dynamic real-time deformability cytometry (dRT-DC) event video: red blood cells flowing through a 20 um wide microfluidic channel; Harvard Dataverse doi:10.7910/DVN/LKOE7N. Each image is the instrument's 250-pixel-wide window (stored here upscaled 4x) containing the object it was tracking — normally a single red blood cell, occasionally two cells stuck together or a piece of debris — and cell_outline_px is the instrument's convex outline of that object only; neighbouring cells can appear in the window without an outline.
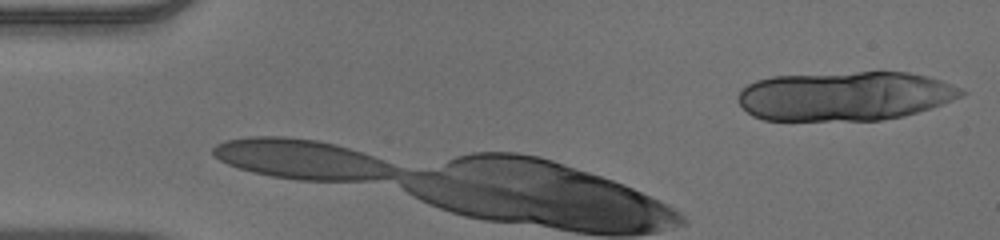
{"species": "human", "species_latin": "Homo sapiens", "temperature_condition": "warm", "stored_images_in_passage": 5, "camera_frame_rate_fps": 3000, "um_per_image_px": 0.085, "donor": {"sex": "male"}, "frame": {"image": 1, "passage_image": 1, "time_ms": 0.0, "image_size_px": [1000, 240], "cell_outline_px": [[968, 92], [952, 100], [904, 116], [880, 120], [764, 120], [752, 116], [740, 104], [736, 96], [740, 88], [756, 80], [772, 76], [856, 72], [908, 72], [928, 76], [940, 80], [960, 88]], "centroid_in_image_um": [71.76, 8.16], "position_along_channel_um": 13.2, "area_um2": 64.1}}
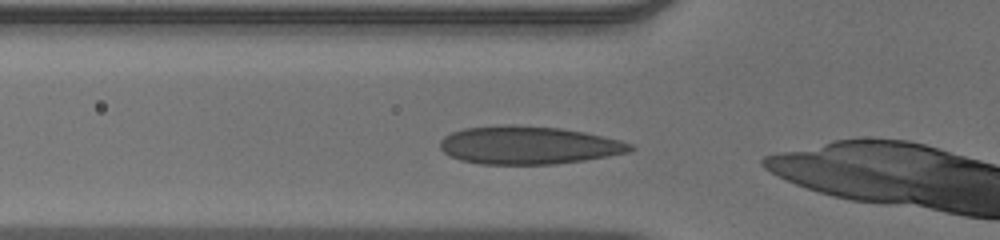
{"frame": {"image": 2, "passage_image": 3, "time_ms": 0.667, "image_size_px": [1000, 240], "cell_outline_px": [[636, 148], [628, 152], [608, 156], [584, 160], [552, 164], [480, 164], [460, 160], [444, 152], [440, 148], [440, 140], [444, 136], [452, 132], [464, 128], [508, 124], [512, 124], [560, 128], [584, 132], [620, 140], [632, 144]], "centroid_in_image_um": [44.91, 12.34], "position_along_channel_um": 80.9, "area_um2": 42.08}}